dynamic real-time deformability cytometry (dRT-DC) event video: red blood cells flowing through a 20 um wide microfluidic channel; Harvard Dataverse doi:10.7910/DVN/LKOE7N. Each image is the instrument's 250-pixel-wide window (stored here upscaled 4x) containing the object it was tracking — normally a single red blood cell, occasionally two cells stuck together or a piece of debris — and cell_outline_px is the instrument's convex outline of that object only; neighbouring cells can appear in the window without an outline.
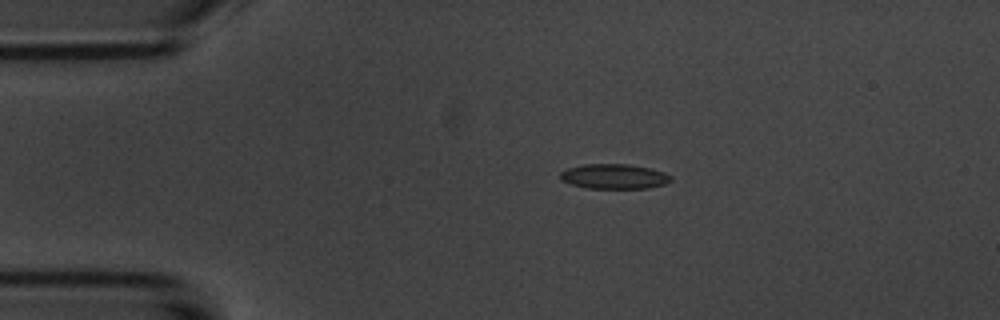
{"species": "common noctule bat (a hibernating species)", "species_latin": "Nyctalus noctula", "temperature_condition": "room temperature", "stored_images_in_passage": 10, "camera_frame_rate_fps": 3000, "um_per_image_px": 0.085, "animal": {"sex": "male", "body_mass_g": 20.1, "forearm_length_mm": 53.5}, "frame": {"image": 1, "passage_image": 2, "time_ms": 1.333, "image_size_px": [1000, 320], "cell_outline_px": [[672, 180], [664, 184], [648, 188], [584, 188], [560, 180], [560, 172], [568, 168], [584, 164], [628, 164], [648, 168], [664, 172], [672, 176]], "centroid_in_image_um": [52.19, 15.0], "position_along_channel_um": 32.8, "area_um2": 16.01}}
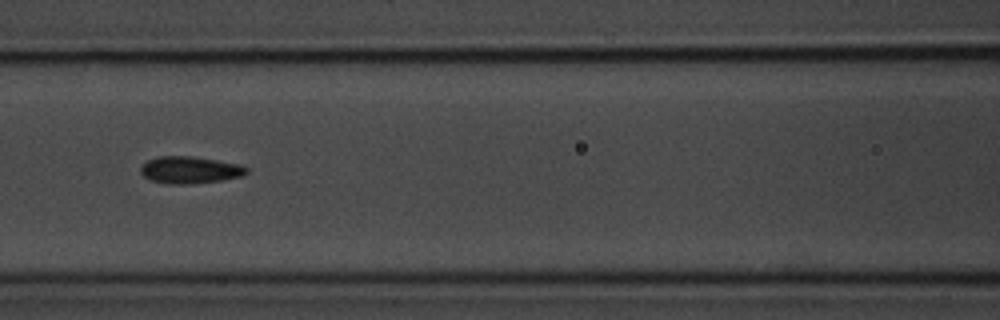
{"frame": {"image": 2, "passage_image": 6, "time_ms": 5.667, "image_size_px": [1000, 320], "cell_outline_px": [[248, 172], [240, 176], [220, 180], [192, 184], [168, 184], [152, 180], [144, 176], [140, 172], [140, 168], [148, 160], [156, 156], [192, 156], [240, 164], [248, 168]], "centroid_in_image_um": [16.13, 14.44], "position_along_channel_um": 150.5, "area_um2": 16.59}}
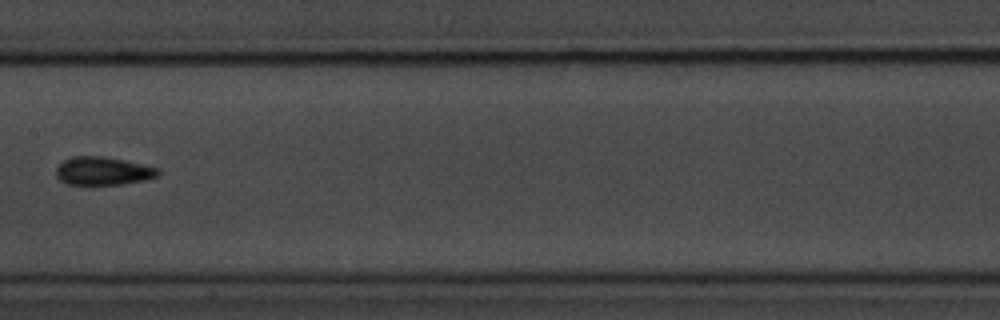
{"frame": {"image": 3, "passage_image": 7, "time_ms": 7.0, "image_size_px": [1000, 320], "cell_outline_px": [[160, 172], [156, 176], [144, 180], [120, 184], [68, 184], [60, 180], [56, 176], [56, 168], [64, 160], [72, 156], [104, 156], [124, 160], [160, 168]], "centroid_in_image_um": [8.75, 14.52], "position_along_channel_um": 198.7, "area_um2": 16.65}}